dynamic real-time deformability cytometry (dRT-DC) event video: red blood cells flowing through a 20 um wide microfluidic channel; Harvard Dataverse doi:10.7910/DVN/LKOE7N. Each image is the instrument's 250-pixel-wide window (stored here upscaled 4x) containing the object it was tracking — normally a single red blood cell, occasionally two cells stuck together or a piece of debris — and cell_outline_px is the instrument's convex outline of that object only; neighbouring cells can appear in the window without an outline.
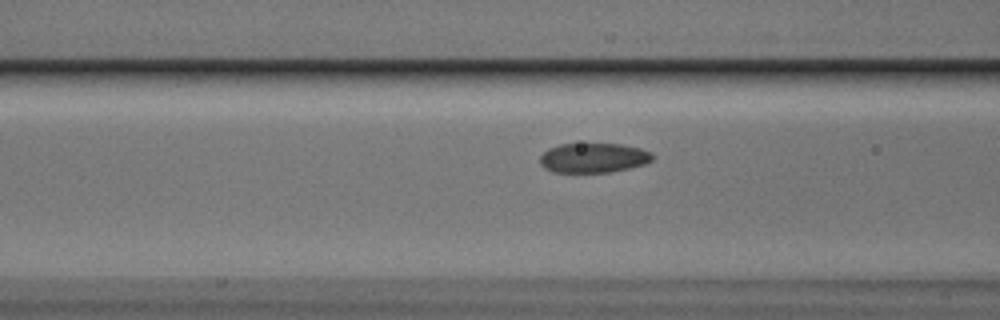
{"species": "Egyptian fruit bat (a non-hibernating species)", "species_latin": "Rousettus aegyptiacus", "temperature_condition": "cold", "stored_images_in_passage": 16, "camera_frame_rate_fps": 3000, "um_per_image_px": 0.085, "animal": {"sex": "male"}, "frame": {"image": 1, "passage_image": 14, "time_ms": 4.333, "image_size_px": [1000, 320], "cell_outline_px": [[656, 156], [652, 160], [644, 164], [628, 168], [608, 172], [552, 172], [544, 168], [540, 164], [540, 156], [548, 148], [560, 144], [620, 144], [640, 148], [652, 152]], "centroid_in_image_um": [50.44, 13.41], "position_along_channel_um": 116.2, "area_um2": 19.48}}